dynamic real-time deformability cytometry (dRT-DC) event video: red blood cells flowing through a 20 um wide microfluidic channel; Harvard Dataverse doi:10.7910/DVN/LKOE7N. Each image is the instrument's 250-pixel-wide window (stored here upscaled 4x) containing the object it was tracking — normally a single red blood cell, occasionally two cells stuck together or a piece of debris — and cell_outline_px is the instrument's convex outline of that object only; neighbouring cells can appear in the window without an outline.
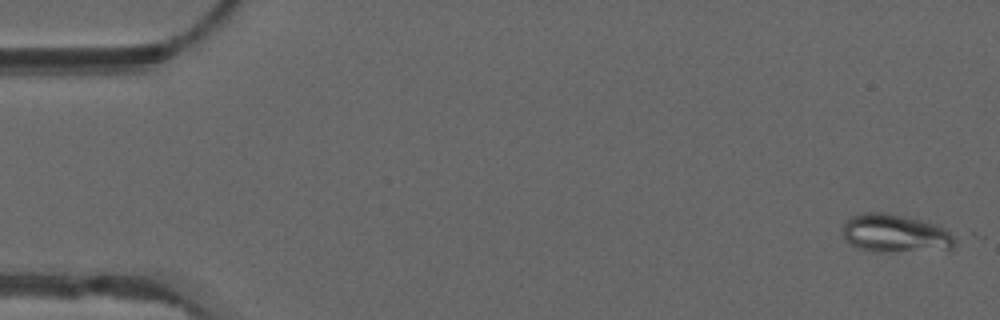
{"species": "common noctule bat (a hibernating species)", "species_latin": "Nyctalus noctula", "temperature_condition": "warm", "stored_images_in_passage": 13, "camera_frame_rate_fps": 3000, "um_per_image_px": 0.085, "animal": {"sex": "male", "forearm_length_mm": 52.5}, "frame": {"image": 1, "passage_image": 1, "time_ms": 0.0, "image_size_px": [1000, 320], "cell_outline_px": [[956, 244], [952, 248], [880, 252], [872, 252], [856, 248], [840, 232], [844, 224], [852, 216], [860, 212], [884, 212], [924, 220], [940, 224], [956, 236]], "centroid_in_image_um": [76.11, 19.82], "position_along_channel_um": 8.9, "area_um2": 25.26}}